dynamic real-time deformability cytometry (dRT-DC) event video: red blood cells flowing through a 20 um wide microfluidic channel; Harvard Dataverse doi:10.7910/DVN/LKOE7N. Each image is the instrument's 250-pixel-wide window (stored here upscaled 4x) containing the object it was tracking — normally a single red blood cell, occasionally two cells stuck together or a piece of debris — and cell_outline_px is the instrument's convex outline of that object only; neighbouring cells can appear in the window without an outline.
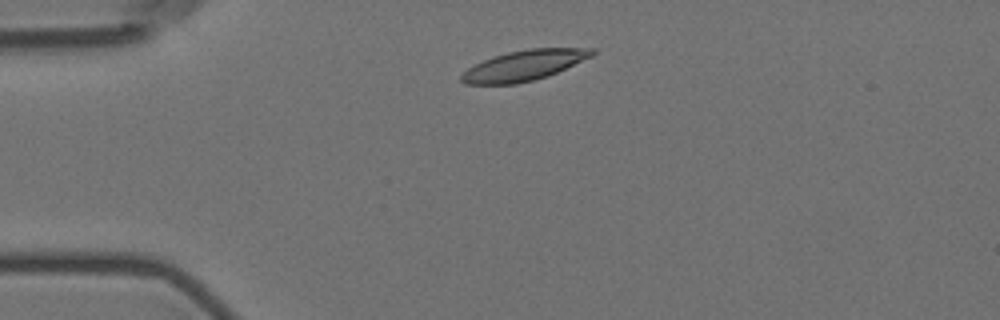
{"species": "Egyptian fruit bat (a non-hibernating species)", "species_latin": "Rousettus aegyptiacus", "temperature_condition": "room temperature", "stored_images_in_passage": 4, "camera_frame_rate_fps": 3000, "um_per_image_px": 0.085, "animal": {"sex": "female"}, "frame": {"image": 1, "passage_image": 2, "time_ms": 1.0, "image_size_px": [1000, 320], "cell_outline_px": [[596, 52], [592, 56], [548, 76], [516, 84], [464, 84], [460, 80], [460, 76], [468, 68], [484, 60], [508, 52], [528, 48], [596, 48]], "centroid_in_image_um": [44.55, 5.56], "position_along_channel_um": 40.4, "area_um2": 22.89}}
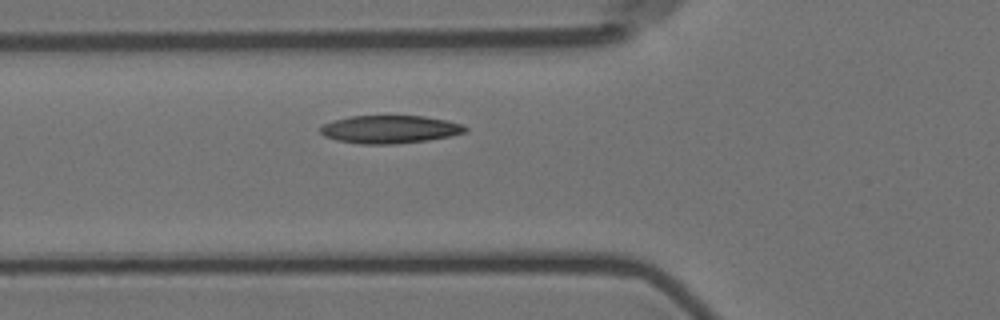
{"frame": {"image": 2, "passage_image": 4, "time_ms": 3.333, "image_size_px": [1000, 320], "cell_outline_px": [[468, 132], [428, 140], [392, 144], [360, 144], [336, 140], [324, 136], [320, 132], [320, 128], [324, 124], [332, 120], [352, 116], [424, 116], [448, 120], [464, 124], [468, 128]], "centroid_in_image_um": [33.16, 10.99], "position_along_channel_um": 92.6, "area_um2": 23.7}}